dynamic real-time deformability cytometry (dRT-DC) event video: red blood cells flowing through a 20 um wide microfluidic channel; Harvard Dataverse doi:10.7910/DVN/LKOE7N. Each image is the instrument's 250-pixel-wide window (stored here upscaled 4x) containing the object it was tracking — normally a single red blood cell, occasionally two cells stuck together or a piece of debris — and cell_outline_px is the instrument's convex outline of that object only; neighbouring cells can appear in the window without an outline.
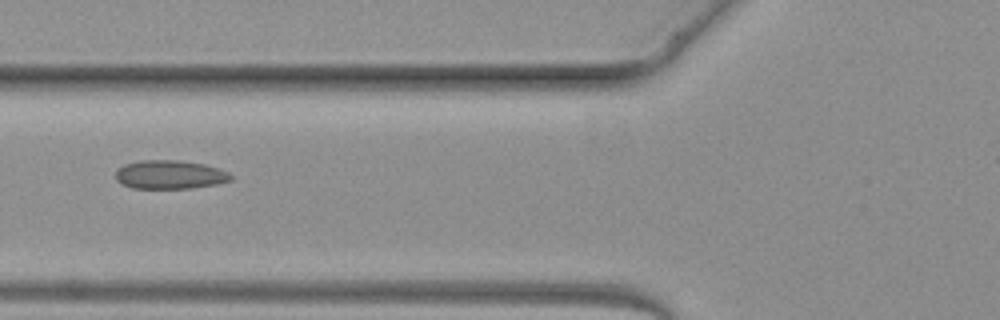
{"species": "common noctule bat (a hibernating species)", "species_latin": "Nyctalus noctula", "temperature_condition": "warm", "stored_images_in_passage": 2, "camera_frame_rate_fps": 3000, "um_per_image_px": 0.085, "animal": {"sex": "female", "body_mass_g": 19.3, "forearm_length_mm": 54.1}, "frame": {"image": 1, "passage_image": 2, "time_ms": 1.0, "image_size_px": [1000, 320], "cell_outline_px": [[232, 180], [216, 184], [192, 188], [132, 188], [116, 180], [116, 168], [124, 164], [140, 160], [180, 160], [204, 164], [228, 172], [232, 176]], "centroid_in_image_um": [14.42, 14.83], "position_along_channel_um": 111.4, "area_um2": 19.25}}